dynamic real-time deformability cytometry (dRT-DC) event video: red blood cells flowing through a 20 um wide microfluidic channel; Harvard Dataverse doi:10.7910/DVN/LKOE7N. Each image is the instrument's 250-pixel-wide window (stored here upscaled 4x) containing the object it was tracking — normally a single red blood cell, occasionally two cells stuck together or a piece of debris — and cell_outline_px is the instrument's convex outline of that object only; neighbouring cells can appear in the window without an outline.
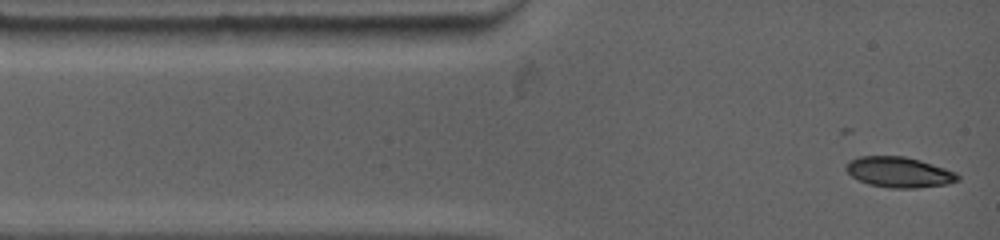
{"species": "common noctule bat (a hibernating species)", "species_latin": "Nyctalus noctula", "temperature_condition": "warm", "stored_images_in_passage": 11, "camera_frame_rate_fps": 4500, "um_per_image_px": 0.085, "animal": {"sex": "female", "body_mass_g": 19.0, "forearm_length_mm": 53.3}, "frame": {"image": 1, "passage_image": 1, "time_ms": 0.0, "image_size_px": [1000, 240], "cell_outline_px": [[960, 180], [948, 184], [916, 188], [892, 188], [868, 184], [852, 176], [844, 168], [848, 160], [860, 156], [904, 156], [920, 160], [956, 172], [960, 176]], "centroid_in_image_um": [76.42, 14.63], "position_along_channel_um": 8.6, "area_um2": 19.88}}
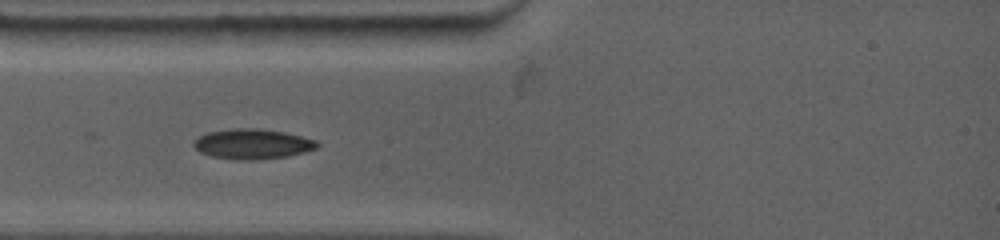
{"frame": {"image": 2, "passage_image": 9, "time_ms": 2.444, "image_size_px": [1000, 240], "cell_outline_px": [[320, 144], [316, 148], [304, 152], [288, 156], [252, 160], [232, 160], [212, 156], [200, 152], [192, 144], [192, 140], [208, 132], [232, 128], [260, 128], [284, 132], [316, 140]], "centroid_in_image_um": [21.43, 12.24], "position_along_channel_um": 63.6, "area_um2": 21.73}}